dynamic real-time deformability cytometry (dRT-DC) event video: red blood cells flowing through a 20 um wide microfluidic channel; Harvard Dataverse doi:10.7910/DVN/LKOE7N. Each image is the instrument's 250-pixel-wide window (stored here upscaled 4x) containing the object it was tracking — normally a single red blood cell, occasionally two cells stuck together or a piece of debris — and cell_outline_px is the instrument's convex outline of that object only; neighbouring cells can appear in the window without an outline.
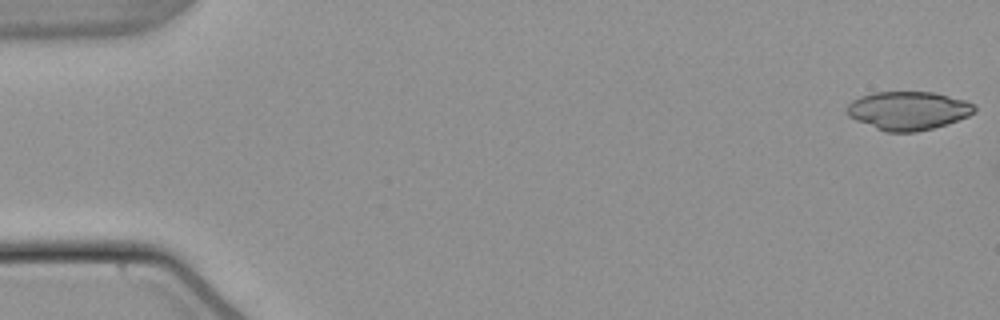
{"species": "common noctule bat (a hibernating species)", "species_latin": "Nyctalus noctula", "temperature_condition": "warm", "stored_images_in_passage": 4, "camera_frame_rate_fps": 3000, "um_per_image_px": 0.085, "animal": {"sex": "male", "body_mass_g": 21.5, "forearm_length_mm": 52.0}, "frame": {"image": 1, "passage_image": 1, "time_ms": 0.0, "image_size_px": [1000, 320], "cell_outline_px": [[976, 112], [968, 116], [948, 124], [916, 132], [884, 132], [856, 120], [848, 116], [844, 108], [852, 100], [860, 96], [872, 92], [936, 92], [964, 100], [976, 104]], "centroid_in_image_um": [77.19, 9.4], "position_along_channel_um": 7.8, "area_um2": 28.96}}